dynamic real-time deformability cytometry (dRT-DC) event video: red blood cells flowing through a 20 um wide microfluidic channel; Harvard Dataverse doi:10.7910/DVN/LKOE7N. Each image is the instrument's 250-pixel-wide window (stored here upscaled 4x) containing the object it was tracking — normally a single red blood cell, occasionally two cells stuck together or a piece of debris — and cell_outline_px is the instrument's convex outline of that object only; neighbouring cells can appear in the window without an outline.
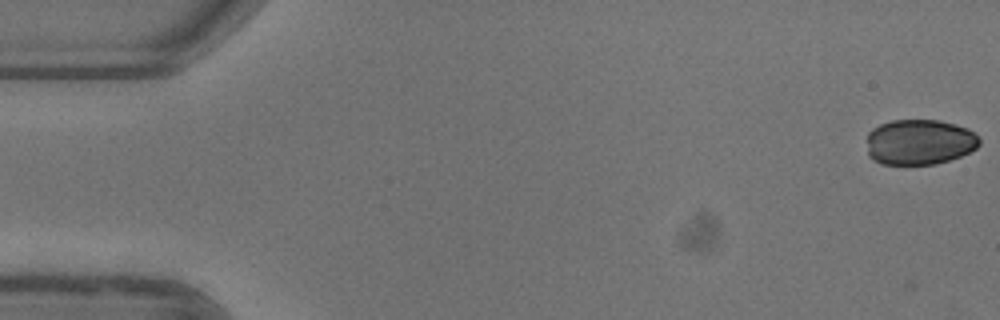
{"species": "common noctule bat (a hibernating species)", "species_latin": "Nyctalus noctula", "temperature_condition": "warm", "stored_images_in_passage": 52, "camera_frame_rate_fps": 3000, "um_per_image_px": 0.085, "animal": {"sex": "female"}, "frame": {"image": 1, "passage_image": 1, "time_ms": 0.0, "image_size_px": [1000, 320], "cell_outline_px": [[980, 144], [976, 148], [960, 156], [936, 164], [880, 164], [868, 156], [868, 132], [872, 128], [880, 124], [892, 120], [940, 120], [956, 124], [968, 128], [980, 140]], "centroid_in_image_um": [78.14, 12.07], "position_along_channel_um": 6.9, "area_um2": 29.88}}
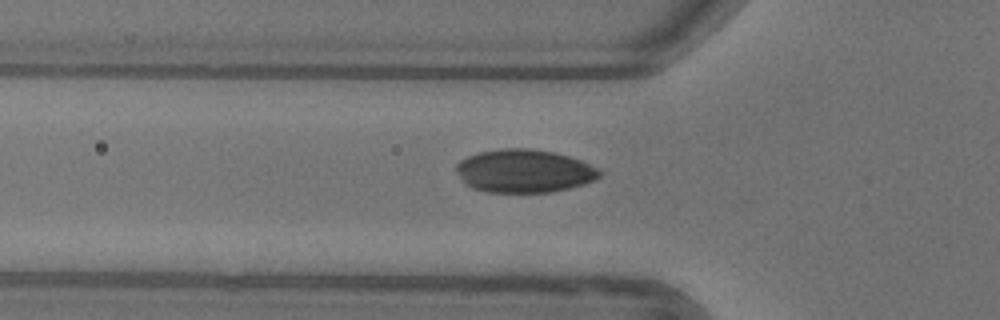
{"frame": {"image": 2, "passage_image": 18, "time_ms": 5.667, "image_size_px": [1000, 320], "cell_outline_px": [[604, 172], [600, 176], [592, 180], [568, 188], [552, 192], [488, 192], [472, 188], [464, 184], [456, 172], [456, 164], [460, 160], [468, 156], [480, 152], [500, 148], [528, 148], [552, 152], [568, 156], [580, 160], [600, 168]], "centroid_in_image_um": [44.53, 14.53], "position_along_channel_um": 81.3, "area_um2": 36.07}}
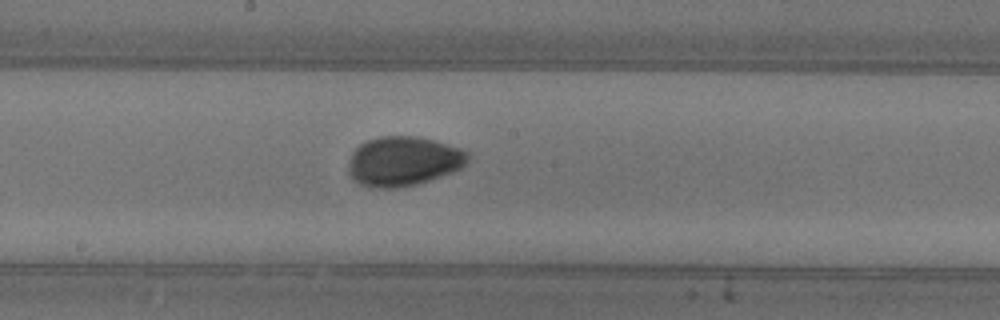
{"frame": {"image": 3, "passage_image": 28, "time_ms": 9.0, "image_size_px": [1000, 320], "cell_outline_px": [[468, 164], [452, 172], [416, 184], [396, 188], [372, 188], [360, 184], [352, 180], [348, 172], [348, 168], [352, 152], [360, 144], [368, 140], [380, 136], [416, 136], [432, 140], [460, 148], [468, 152]], "centroid_in_image_um": [34.26, 13.71], "position_along_channel_um": 213.9, "area_um2": 34.45}}